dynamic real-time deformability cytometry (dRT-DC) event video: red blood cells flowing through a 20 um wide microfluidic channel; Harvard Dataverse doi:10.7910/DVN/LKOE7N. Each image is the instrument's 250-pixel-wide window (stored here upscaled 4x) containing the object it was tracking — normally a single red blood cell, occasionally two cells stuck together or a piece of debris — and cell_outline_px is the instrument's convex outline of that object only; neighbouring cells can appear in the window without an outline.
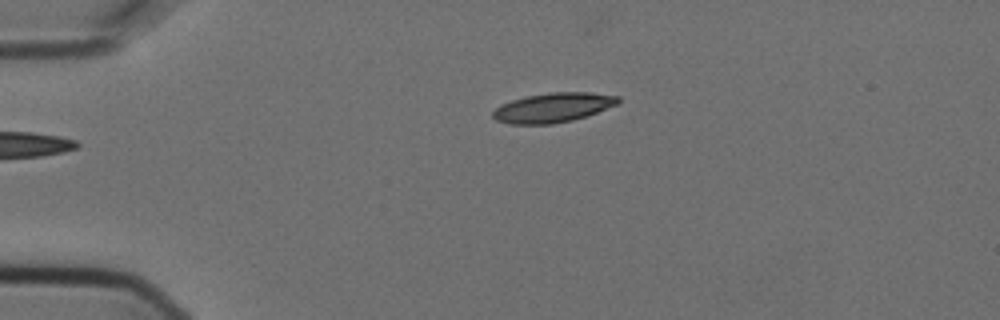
{"species": "Egyptian fruit bat (a non-hibernating species)", "species_latin": "Rousettus aegyptiacus", "temperature_condition": "cold", "stored_images_in_passage": 2, "camera_frame_rate_fps": 3000, "um_per_image_px": 0.085, "animal": {"sex": "female"}, "frame": {"image": 1, "passage_image": 1, "time_ms": 0.0, "image_size_px": [1000, 320], "cell_outline_px": [[620, 100], [616, 104], [596, 112], [572, 120], [552, 124], [508, 124], [496, 120], [492, 116], [492, 112], [500, 104], [512, 100], [528, 96], [552, 92], [588, 92], [620, 96]], "centroid_in_image_um": [46.97, 9.14], "position_along_channel_um": 38.0, "area_um2": 21.33}}